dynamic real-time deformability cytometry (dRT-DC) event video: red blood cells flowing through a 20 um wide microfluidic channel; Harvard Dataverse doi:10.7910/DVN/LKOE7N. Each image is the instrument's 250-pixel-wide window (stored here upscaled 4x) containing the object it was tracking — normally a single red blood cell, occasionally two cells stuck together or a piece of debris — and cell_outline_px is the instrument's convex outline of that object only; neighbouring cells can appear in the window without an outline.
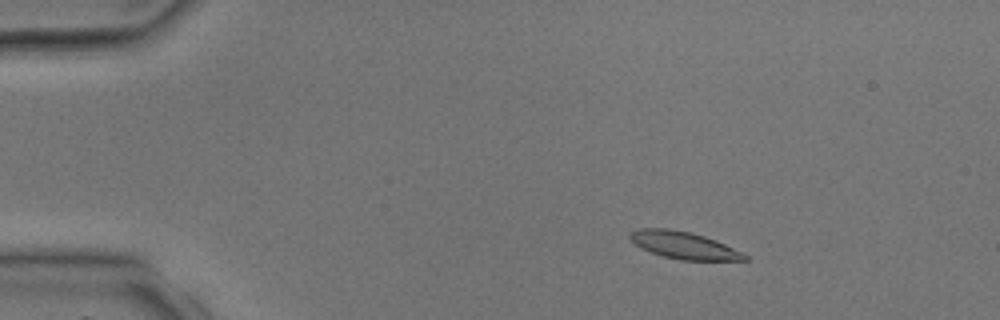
{"species": "common noctule bat (a hibernating species)", "species_latin": "Nyctalus noctula", "temperature_condition": "room temperature", "stored_images_in_passage": 3, "camera_frame_rate_fps": 3000, "um_per_image_px": 0.085, "animal": {"sex": "male", "body_mass_g": 17.9, "forearm_length_mm": 54.2}, "frame": {"image": 1, "passage_image": 2, "time_ms": 1.0, "image_size_px": [1000, 320], "cell_outline_px": [[748, 260], [680, 260], [664, 256], [640, 248], [628, 236], [636, 228], [668, 228], [692, 232], [716, 240], [744, 252], [748, 256]], "centroid_in_image_um": [58.15, 20.84], "position_along_channel_um": 26.8, "area_um2": 18.21}}